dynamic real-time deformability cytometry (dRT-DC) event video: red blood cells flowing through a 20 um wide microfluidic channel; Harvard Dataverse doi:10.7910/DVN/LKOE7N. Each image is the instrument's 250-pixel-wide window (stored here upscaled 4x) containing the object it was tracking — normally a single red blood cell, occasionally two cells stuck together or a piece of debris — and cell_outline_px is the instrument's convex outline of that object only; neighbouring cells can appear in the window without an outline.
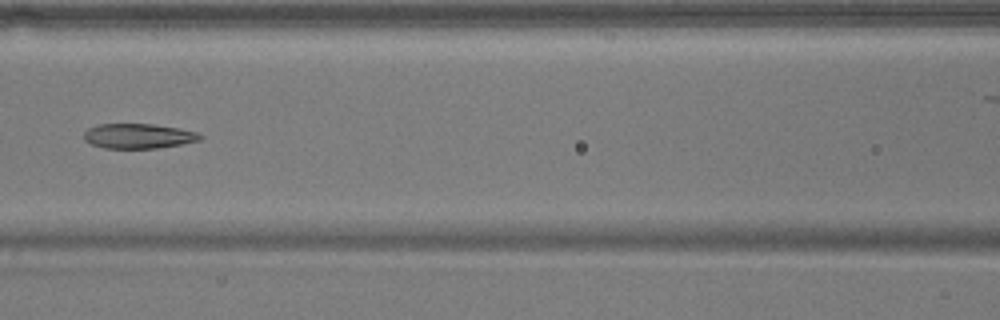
{"species": "common noctule bat (a hibernating species)", "species_latin": "Nyctalus noctula", "temperature_condition": "warm", "stored_images_in_passage": 7, "camera_frame_rate_fps": 3000, "um_per_image_px": 0.085, "animal": {"sex": "male", "body_mass_g": 17.9}, "frame": {"image": 1, "passage_image": 7, "time_ms": 7.333, "image_size_px": [1000, 320], "cell_outline_px": [[204, 136], [200, 140], [180, 144], [156, 148], [104, 148], [92, 144], [84, 140], [84, 132], [88, 128], [100, 124], [152, 124], [200, 132]], "centroid_in_image_um": [11.77, 11.56], "position_along_channel_um": 154.8, "area_um2": 16.76}}